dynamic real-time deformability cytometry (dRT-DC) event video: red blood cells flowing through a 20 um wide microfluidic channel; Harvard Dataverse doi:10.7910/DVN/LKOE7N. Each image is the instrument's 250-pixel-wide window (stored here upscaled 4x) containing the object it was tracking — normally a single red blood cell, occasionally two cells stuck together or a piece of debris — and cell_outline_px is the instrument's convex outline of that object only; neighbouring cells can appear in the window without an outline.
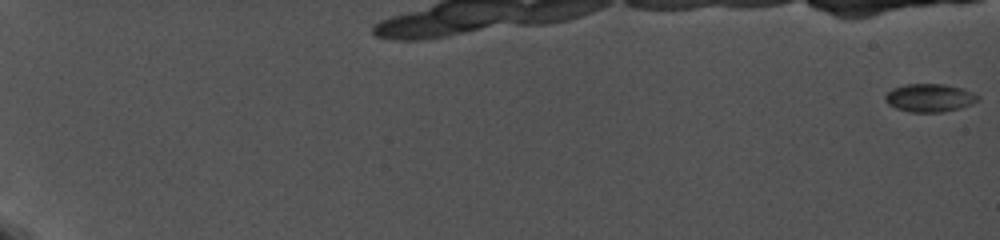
{"species": "common noctule bat (a hibernating species)", "species_latin": "Nyctalus noctula", "temperature_condition": "cold", "stored_images_in_passage": 41, "camera_frame_rate_fps": 5000, "um_per_image_px": 0.085, "animal": {"sex": "female", "body_mass_g": 19.0, "forearm_length_mm": 56.7}, "frame": {"image": 1, "passage_image": 1, "time_ms": 0.0, "image_size_px": [1000, 240], "cell_outline_px": [[980, 96], [972, 104], [960, 108], [940, 112], [908, 112], [896, 108], [888, 104], [884, 96], [892, 88], [904, 84], [944, 84], [964, 88]], "centroid_in_image_um": [79.01, 8.31], "position_along_channel_um": 6.0, "area_um2": 15.2}}
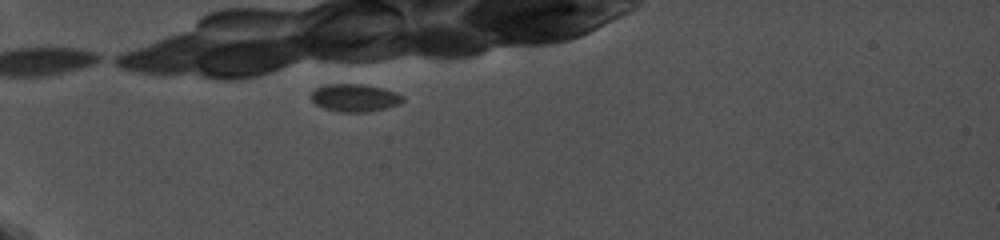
{"frame": {"image": 2, "passage_image": 18, "time_ms": 7.4, "image_size_px": [1000, 240], "cell_outline_px": [[404, 100], [396, 104], [384, 108], [368, 112], [340, 112], [324, 108], [316, 104], [312, 100], [312, 92], [316, 88], [328, 84], [356, 84], [380, 88], [396, 92], [404, 96]], "centroid_in_image_um": [30.14, 8.32], "position_along_channel_um": 54.9, "area_um2": 14.45}}